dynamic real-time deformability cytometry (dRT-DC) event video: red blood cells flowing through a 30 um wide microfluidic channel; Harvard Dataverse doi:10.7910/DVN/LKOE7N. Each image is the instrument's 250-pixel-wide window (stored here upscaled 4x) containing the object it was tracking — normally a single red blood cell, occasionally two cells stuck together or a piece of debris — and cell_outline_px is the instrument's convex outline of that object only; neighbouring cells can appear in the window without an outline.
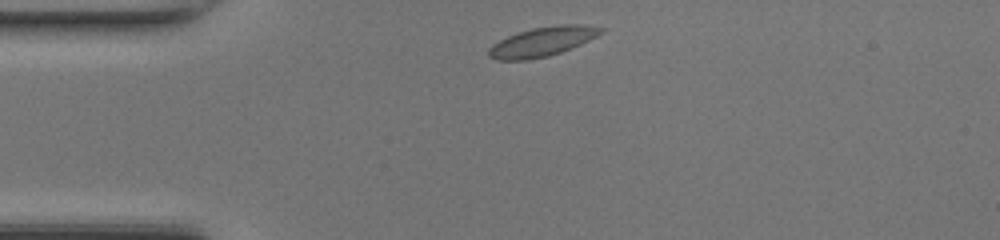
{"species": "common noctule bat (a hibernating species)", "species_latin": "Nyctalus noctula", "temperature_condition": "room temperature", "stored_images_in_passage": 38, "camera_frame_rate_fps": 3000, "um_per_image_px": 0.085, "animal": {"sex": "female", "body_mass_g": 17.0, "forearm_length_mm": 48.0}, "frame": {"image": 1, "passage_image": 1, "time_ms": 0.0, "image_size_px": [1000, 240], "cell_outline_px": [[608, 28], [604, 32], [572, 48], [548, 56], [528, 60], [496, 60], [488, 56], [488, 48], [492, 44], [516, 32], [532, 28], [560, 24], [584, 24]], "centroid_in_image_um": [46.12, 3.53], "position_along_channel_um": 38.9, "area_um2": 19.42}}
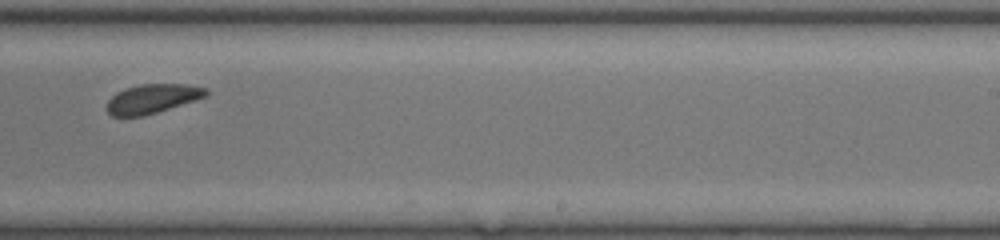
{"frame": {"image": 2, "passage_image": 20, "time_ms": 6.333, "image_size_px": [1000, 240], "cell_outline_px": [[208, 96], [196, 100], [144, 116], [112, 116], [104, 108], [108, 100], [116, 92], [140, 84], [188, 84], [208, 88]], "centroid_in_image_um": [12.96, 8.39], "position_along_channel_um": 276.0, "area_um2": 16.99}}
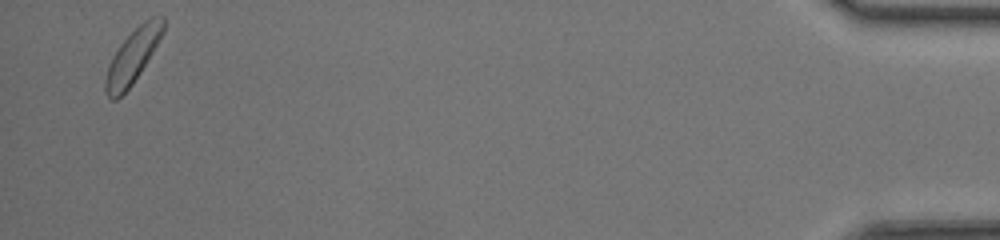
{"frame": {"image": 3, "passage_image": 37, "time_ms": 12.0, "image_size_px": [1000, 240], "cell_outline_px": [[164, 32], [140, 72], [132, 84], [116, 100], [112, 100], [108, 96], [104, 88], [104, 80], [112, 56], [120, 44], [144, 20], [152, 16], [164, 16]], "centroid_in_image_um": [11.27, 4.78], "position_along_channel_um": 423.9, "area_um2": 17.74}, "authors_computed_cell_mechanics": {"area_um2": 17.8313, "velocity_mm_per_s": 4.2252, "shape_relaxation_time_tau1_ms": 3.969, "shape_relaxation_time_tau2_ms": null, "deformation_change_tau1": 0.0924, "deformation_change_tau2": null}}